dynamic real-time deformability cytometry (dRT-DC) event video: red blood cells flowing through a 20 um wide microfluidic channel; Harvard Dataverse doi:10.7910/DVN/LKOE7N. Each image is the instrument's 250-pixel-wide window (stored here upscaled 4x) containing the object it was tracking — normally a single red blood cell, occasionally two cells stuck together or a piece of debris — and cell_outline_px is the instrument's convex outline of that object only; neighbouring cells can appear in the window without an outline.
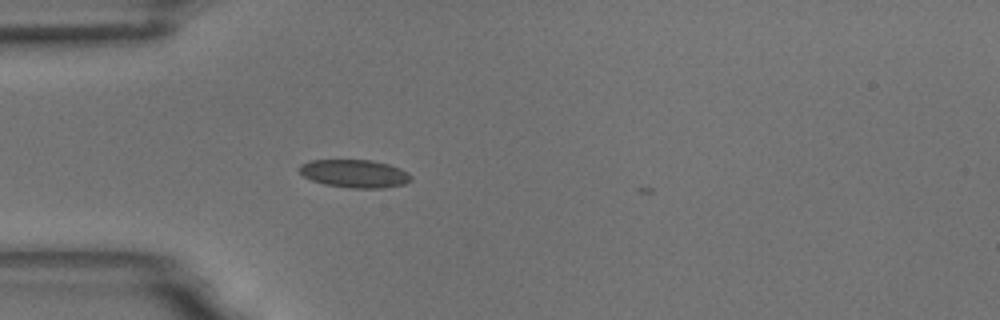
{"species": "common noctule bat (a hibernating species)", "species_latin": "Nyctalus noctula", "temperature_condition": "room temperature", "stored_images_in_passage": 6, "camera_frame_rate_fps": 3000, "um_per_image_px": 0.085, "animal": {"sex": "male", "body_mass_g": 18.8}, "frame": {"image": 1, "passage_image": 2, "time_ms": 0.333, "image_size_px": [1000, 320], "cell_outline_px": [[412, 180], [404, 184], [384, 188], [352, 188], [324, 184], [312, 180], [304, 176], [300, 172], [300, 164], [312, 160], [372, 160], [388, 164], [400, 168], [408, 172], [412, 176]], "centroid_in_image_um": [30.18, 14.76], "position_along_channel_um": 54.8, "area_um2": 18.21}}